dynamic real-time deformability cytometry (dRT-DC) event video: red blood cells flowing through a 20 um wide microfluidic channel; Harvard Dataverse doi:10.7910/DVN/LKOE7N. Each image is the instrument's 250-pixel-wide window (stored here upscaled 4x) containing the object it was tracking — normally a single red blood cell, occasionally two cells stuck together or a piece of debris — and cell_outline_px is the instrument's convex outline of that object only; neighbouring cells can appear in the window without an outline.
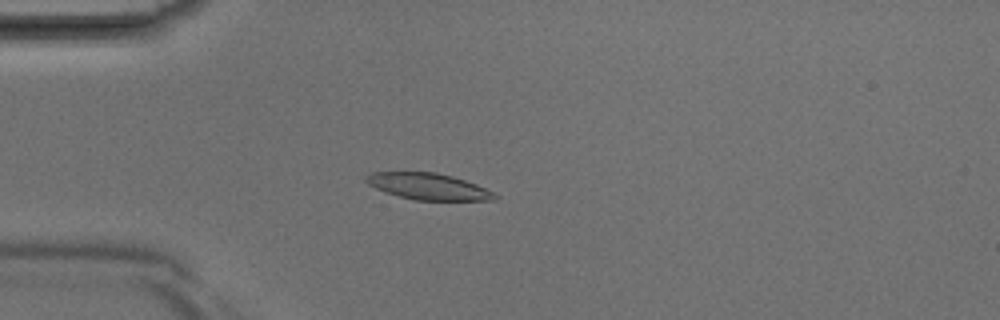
{"species": "Egyptian fruit bat (a non-hibernating species)", "species_latin": "Rousettus aegyptiacus", "temperature_condition": "room temperature", "stored_images_in_passage": 34, "camera_frame_rate_fps": 3000, "um_per_image_px": 0.085, "animal": {"sex": "male"}, "frame": {"image": 1, "passage_image": 4, "time_ms": 1.0, "image_size_px": [1000, 320], "cell_outline_px": [[500, 196], [492, 200], [416, 200], [400, 196], [376, 188], [368, 184], [364, 180], [364, 176], [372, 172], [436, 172], [452, 176], [476, 184]], "centroid_in_image_um": [36.39, 15.84], "position_along_channel_um": 48.6, "area_um2": 19.59}}
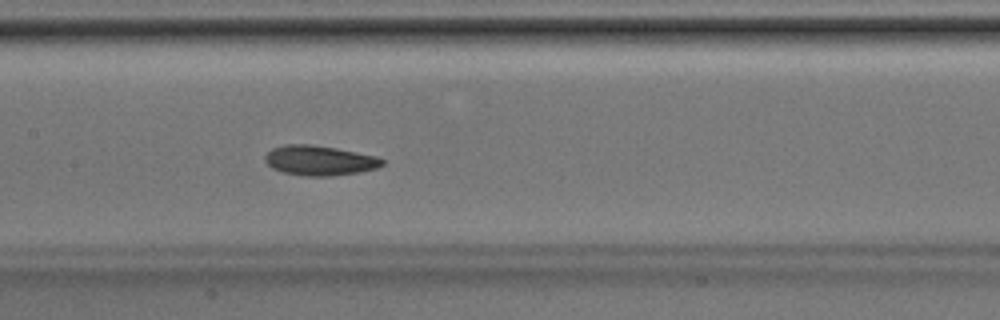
{"frame": {"image": 2, "passage_image": 13, "time_ms": 4.0, "image_size_px": [1000, 320], "cell_outline_px": [[384, 164], [376, 168], [360, 172], [332, 176], [304, 176], [284, 172], [272, 168], [264, 160], [264, 156], [272, 148], [284, 144], [312, 144], [336, 148], [376, 156], [384, 160]], "centroid_in_image_um": [27.14, 13.63], "position_along_channel_um": 180.3, "area_um2": 20.46}}
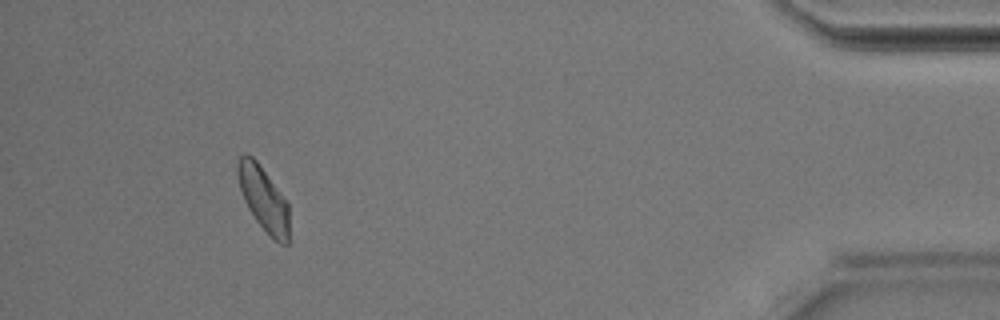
{"frame": {"image": 3, "passage_image": 31, "time_ms": 10.0, "image_size_px": [1000, 320], "cell_outline_px": [[288, 244], [280, 244], [256, 220], [248, 208], [244, 200], [240, 188], [236, 172], [236, 164], [240, 156], [244, 152], [252, 156], [256, 160], [288, 204]], "centroid_in_image_um": [22.36, 16.84], "position_along_channel_um": 412.8, "area_um2": 18.79}}